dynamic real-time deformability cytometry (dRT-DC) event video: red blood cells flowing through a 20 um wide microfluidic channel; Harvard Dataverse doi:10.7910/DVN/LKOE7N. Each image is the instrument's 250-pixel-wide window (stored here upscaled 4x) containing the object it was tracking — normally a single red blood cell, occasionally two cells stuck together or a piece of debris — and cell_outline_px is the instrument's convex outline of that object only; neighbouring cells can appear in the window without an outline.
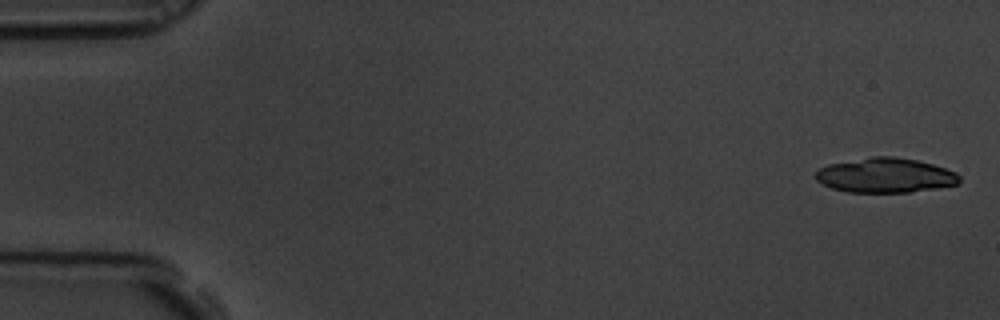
{"species": "common noctule bat (a hibernating species)", "species_latin": "Nyctalus noctula", "temperature_condition": "room temperature", "stored_images_in_passage": 6, "camera_frame_rate_fps": 3000, "um_per_image_px": 0.085, "animal": {"sex": "male", "body_mass_g": 19.5, "forearm_length_mm": 54.6}, "frame": {"image": 1, "passage_image": 1, "time_ms": 0.0, "image_size_px": [1000, 320], "cell_outline_px": [[960, 184], [936, 188], [908, 192], [848, 192], [832, 188], [816, 180], [816, 168], [828, 164], [872, 156], [892, 156], [916, 160], [932, 164], [956, 172], [960, 176]], "centroid_in_image_um": [75.24, 14.9], "position_along_channel_um": 9.8, "area_um2": 29.07}}
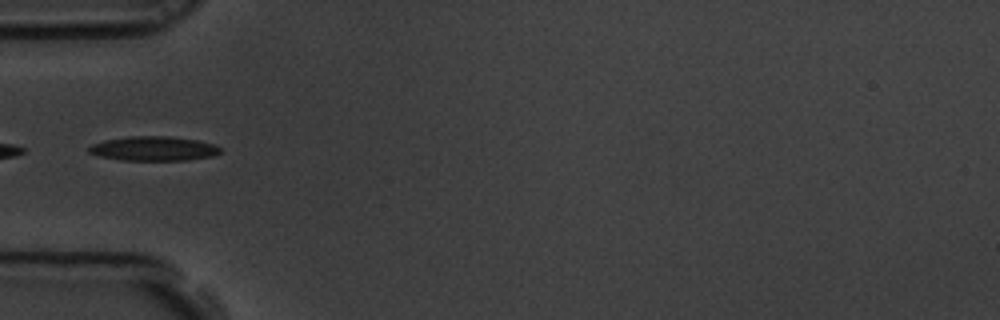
{"frame": {"image": 2, "passage_image": 6, "time_ms": 1.667, "image_size_px": [1000, 320], "cell_outline_px": [[220, 152], [212, 156], [188, 160], [120, 160], [100, 156], [88, 152], [88, 148], [92, 144], [104, 140], [128, 136], [168, 136], [196, 140], [212, 144], [220, 148]], "centroid_in_image_um": [13.02, 12.63], "position_along_channel_um": 72.0, "area_um2": 18.55}}